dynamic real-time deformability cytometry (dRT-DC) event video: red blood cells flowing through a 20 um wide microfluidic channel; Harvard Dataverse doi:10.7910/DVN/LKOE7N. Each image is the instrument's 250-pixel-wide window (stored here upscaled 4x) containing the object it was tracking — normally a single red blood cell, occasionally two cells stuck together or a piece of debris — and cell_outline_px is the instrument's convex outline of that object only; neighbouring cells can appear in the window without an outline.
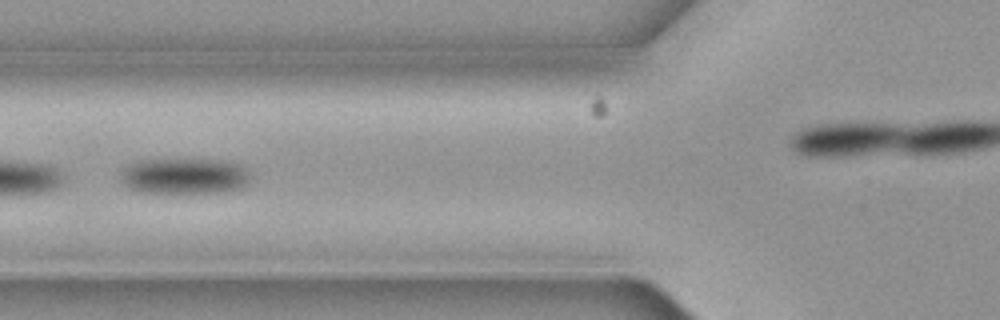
{"species": "common noctule bat (a hibernating species)", "species_latin": "Nyctalus noctula", "temperature_condition": "cold", "stored_images_in_passage": 5, "camera_frame_rate_fps": 3000, "um_per_image_px": 0.085, "animal": {"sex": "female", "body_mass_g": 19.3, "forearm_length_mm": 54.1}, "frame": {"image": 1, "passage_image": 4, "time_ms": 1.0, "image_size_px": [1000, 320], "cell_outline_px": [[252, 176], [248, 184], [240, 188], [224, 192], [144, 192], [128, 188], [120, 180], [120, 176], [124, 168], [128, 164], [140, 160], [228, 160], [240, 164]], "centroid_in_image_um": [15.71, 14.96], "position_along_channel_um": 110.1, "area_um2": 27.17}}